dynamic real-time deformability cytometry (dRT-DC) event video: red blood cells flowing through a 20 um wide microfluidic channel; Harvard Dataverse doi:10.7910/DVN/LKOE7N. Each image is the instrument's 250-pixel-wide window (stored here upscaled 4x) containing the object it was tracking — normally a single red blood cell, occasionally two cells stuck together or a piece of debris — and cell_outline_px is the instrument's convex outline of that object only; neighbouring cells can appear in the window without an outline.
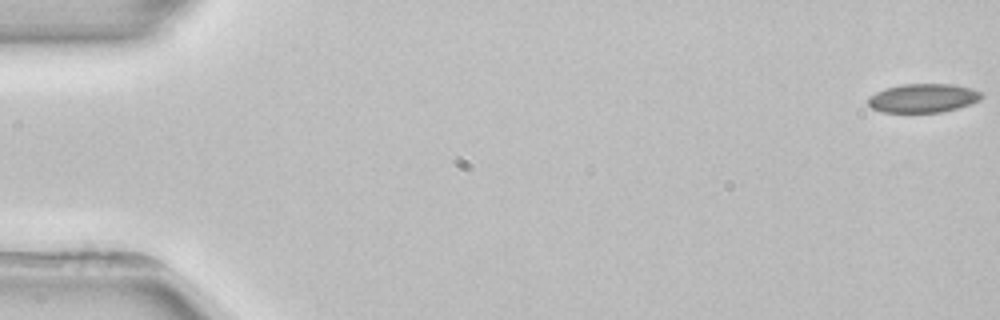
{"species": "common noctule bat (a hibernating species)", "species_latin": "Nyctalus noctula", "temperature_condition": "room temperature", "stored_images_in_passage": 5, "camera_frame_rate_fps": 3000, "um_per_image_px": 0.085, "animal": {"sex": "female", "body_mass_g": 22.7, "forearm_length_mm": 54.2}, "frame": {"image": 1, "passage_image": 1, "time_ms": 0.0, "image_size_px": [1000, 320], "cell_outline_px": [[984, 96], [980, 100], [972, 104], [940, 112], [884, 112], [872, 108], [868, 104], [868, 96], [884, 88], [900, 84], [948, 84], [972, 88], [984, 92]], "centroid_in_image_um": [78.49, 8.33], "position_along_channel_um": 6.5, "area_um2": 19.19}}
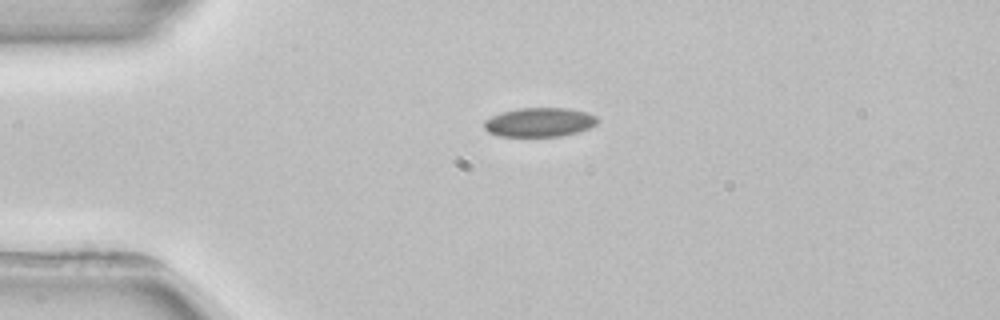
{"frame": {"image": 2, "passage_image": 3, "time_ms": 4.0, "image_size_px": [1000, 320], "cell_outline_px": [[600, 120], [596, 124], [588, 128], [576, 132], [560, 136], [500, 136], [488, 132], [484, 128], [484, 120], [500, 112], [516, 108], [568, 108], [588, 112], [596, 116]], "centroid_in_image_um": [45.85, 10.38], "position_along_channel_um": 39.2, "area_um2": 19.31}}